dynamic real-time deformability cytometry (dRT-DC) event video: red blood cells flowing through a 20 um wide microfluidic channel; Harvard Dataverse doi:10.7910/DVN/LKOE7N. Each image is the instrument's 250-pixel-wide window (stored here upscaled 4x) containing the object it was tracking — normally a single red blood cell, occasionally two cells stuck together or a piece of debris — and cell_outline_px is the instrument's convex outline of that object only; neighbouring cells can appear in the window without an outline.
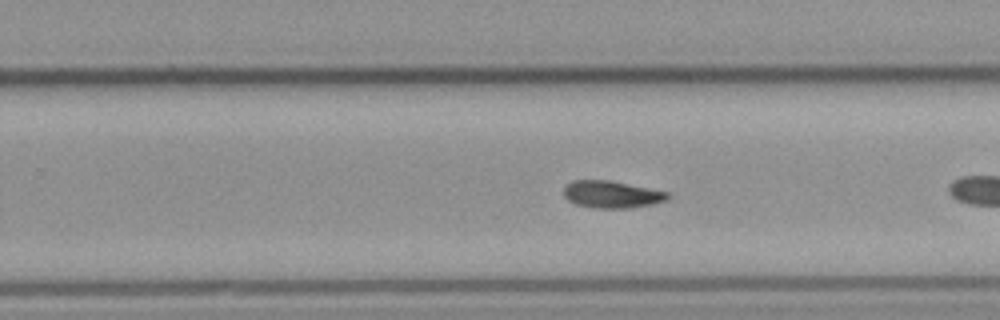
{"species": "common noctule bat (a hibernating species)", "species_latin": "Nyctalus noctula", "temperature_condition": "cold", "stored_images_in_passage": 37, "camera_frame_rate_fps": 3000, "um_per_image_px": 0.085, "animal": {"sex": "male", "body_mass_g": 23.1, "forearm_length_mm": 52.7}, "frame": {"image": 1, "passage_image": 16, "time_ms": 5.0, "image_size_px": [1000, 320], "cell_outline_px": [[668, 196], [664, 200], [652, 204], [628, 208], [592, 208], [576, 204], [568, 200], [564, 196], [564, 184], [572, 180], [608, 180], [668, 192]], "centroid_in_image_um": [51.91, 16.52], "position_along_channel_um": 277.9, "area_um2": 16.3}, "authors_computed_cell_mechanics": {"area_um2": 16.184, "velocity_mm_per_s": 3.7819, "shape_relaxation_time_tau1_ms": 2.8865, "shape_relaxation_time_tau2_ms": 4.1857, "deformation_change_tau1": 0.0937, "deformation_change_tau2": 0.1022}}